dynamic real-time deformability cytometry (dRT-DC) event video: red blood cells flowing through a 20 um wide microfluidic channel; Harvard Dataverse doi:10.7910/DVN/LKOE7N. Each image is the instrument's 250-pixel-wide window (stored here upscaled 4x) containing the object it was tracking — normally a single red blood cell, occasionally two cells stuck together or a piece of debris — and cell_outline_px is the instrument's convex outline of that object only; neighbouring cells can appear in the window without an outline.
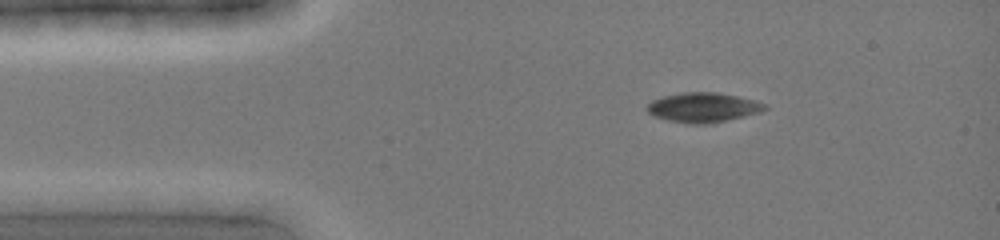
{"species": "common noctule bat (a hibernating species)", "species_latin": "Nyctalus noctula", "temperature_condition": "cold", "stored_images_in_passage": 9, "camera_frame_rate_fps": 3000, "um_per_image_px": 0.085, "animal": {"sex": "female", "body_mass_g": 19.0, "forearm_length_mm": 51.5}, "frame": {"image": 1, "passage_image": 1, "time_ms": 0.0, "image_size_px": [1000, 240], "cell_outline_px": [[768, 108], [760, 112], [724, 120], [704, 124], [692, 124], [668, 120], [652, 116], [644, 108], [652, 100], [664, 96], [684, 92], [716, 92], [736, 96], [768, 104]], "centroid_in_image_um": [59.72, 9.12], "position_along_channel_um": 25.3, "area_um2": 20.11}}
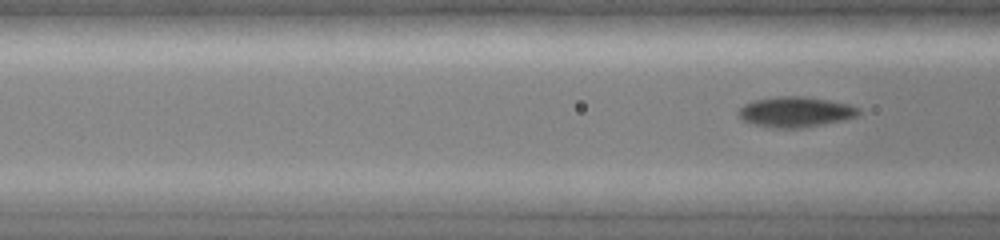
{"frame": {"image": 2, "passage_image": 9, "time_ms": 2.667, "image_size_px": [1000, 240], "cell_outline_px": [[860, 112], [856, 116], [844, 120], [800, 128], [780, 128], [756, 124], [744, 120], [736, 112], [744, 104], [756, 100], [776, 96], [800, 96], [828, 100], [848, 104], [860, 108]], "centroid_in_image_um": [67.63, 9.5], "position_along_channel_um": 99.0, "area_um2": 20.92}}